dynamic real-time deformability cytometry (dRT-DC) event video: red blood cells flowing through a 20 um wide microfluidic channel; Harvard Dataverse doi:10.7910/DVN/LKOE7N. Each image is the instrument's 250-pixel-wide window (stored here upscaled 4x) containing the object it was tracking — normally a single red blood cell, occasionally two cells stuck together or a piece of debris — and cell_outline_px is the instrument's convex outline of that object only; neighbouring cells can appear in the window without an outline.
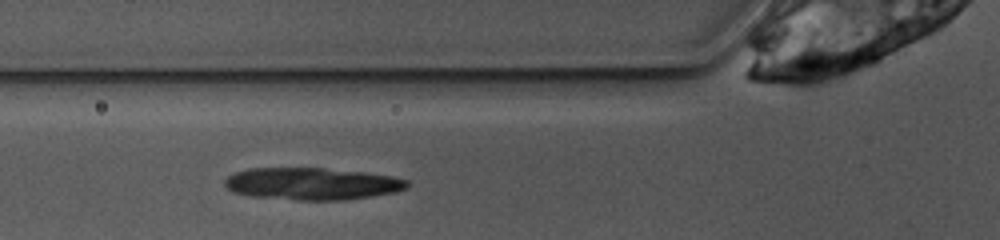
{"species": "common noctule bat (a hibernating species)", "species_latin": "Nyctalus noctula", "temperature_condition": "warm", "stored_images_in_passage": 25, "camera_frame_rate_fps": 3000, "um_per_image_px": 0.085, "animal": {"sex": "female", "body_mass_g": 10.0, "forearm_length_mm": 53.1}, "frame": {"image": 1, "passage_image": 4, "time_ms": 1.0, "image_size_px": [1000, 240], "cell_outline_px": [[408, 188], [392, 192], [368, 196], [340, 200], [300, 200], [252, 196], [232, 192], [224, 184], [224, 180], [232, 172], [248, 168], [324, 168], [364, 172], [392, 176], [408, 180]], "centroid_in_image_um": [26.46, 15.6], "position_along_channel_um": 99.3, "area_um2": 34.04}}
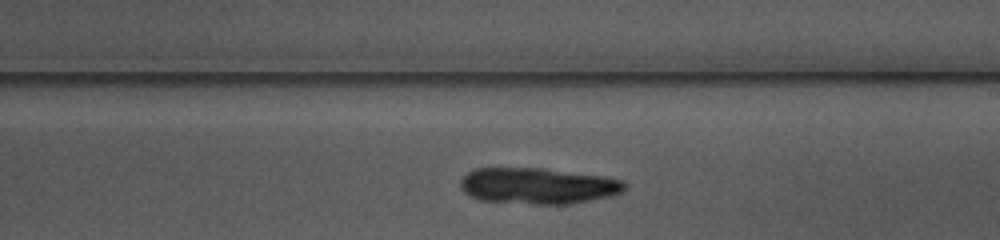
{"frame": {"image": 2, "passage_image": 15, "time_ms": 4.667, "image_size_px": [1000, 240], "cell_outline_px": [[628, 184], [624, 192], [612, 196], [568, 204], [532, 204], [480, 200], [468, 196], [460, 188], [460, 180], [468, 172], [476, 168], [544, 168], [608, 176], [624, 180]], "centroid_in_image_um": [45.77, 15.79], "position_along_channel_um": 243.2, "area_um2": 35.14}}
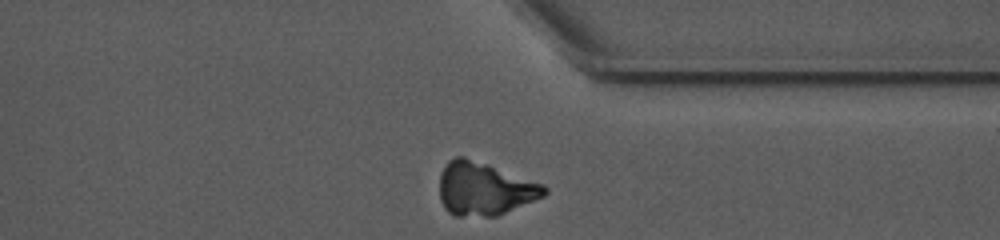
{"frame": {"image": 3, "passage_image": 25, "time_ms": 8.0, "image_size_px": [1000, 240], "cell_outline_px": [[548, 192], [544, 196], [496, 216], [456, 216], [448, 212], [444, 208], [440, 200], [440, 176], [448, 160], [456, 156], [464, 156], [488, 164], [544, 184], [548, 188]], "centroid_in_image_um": [41.17, 16.04], "position_along_channel_um": 370.2, "area_um2": 32.43}}